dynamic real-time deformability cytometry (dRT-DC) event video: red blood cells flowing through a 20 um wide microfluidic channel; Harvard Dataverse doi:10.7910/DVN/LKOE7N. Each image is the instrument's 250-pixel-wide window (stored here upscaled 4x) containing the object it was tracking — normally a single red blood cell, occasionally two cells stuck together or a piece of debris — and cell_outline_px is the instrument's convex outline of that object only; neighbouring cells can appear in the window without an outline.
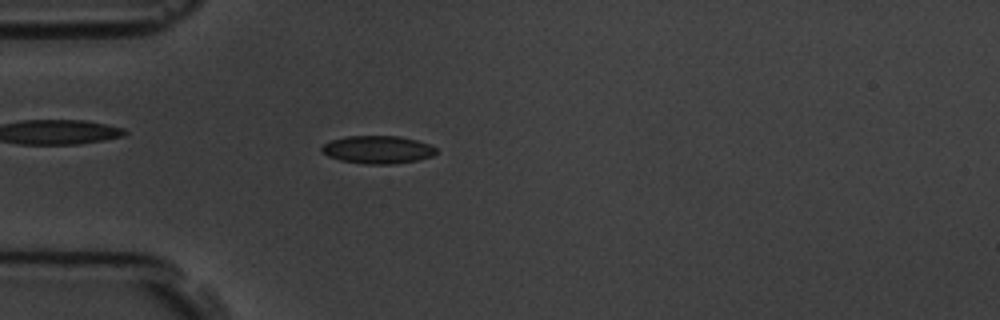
{"species": "common noctule bat (a hibernating species)", "species_latin": "Nyctalus noctula", "temperature_condition": "room temperature", "stored_images_in_passage": 5, "camera_frame_rate_fps": 3000, "um_per_image_px": 0.085, "animal": {"sex": "male", "body_mass_g": 19.5, "forearm_length_mm": 54.6}, "frame": {"image": 1, "passage_image": 5, "time_ms": 4.667, "image_size_px": [1000, 320], "cell_outline_px": [[436, 152], [432, 156], [416, 160], [392, 164], [364, 164], [340, 160], [328, 156], [320, 148], [324, 144], [332, 140], [348, 136], [400, 136], [432, 144], [436, 148]], "centroid_in_image_um": [32.13, 12.71], "position_along_channel_um": 52.9, "area_um2": 18.5}}